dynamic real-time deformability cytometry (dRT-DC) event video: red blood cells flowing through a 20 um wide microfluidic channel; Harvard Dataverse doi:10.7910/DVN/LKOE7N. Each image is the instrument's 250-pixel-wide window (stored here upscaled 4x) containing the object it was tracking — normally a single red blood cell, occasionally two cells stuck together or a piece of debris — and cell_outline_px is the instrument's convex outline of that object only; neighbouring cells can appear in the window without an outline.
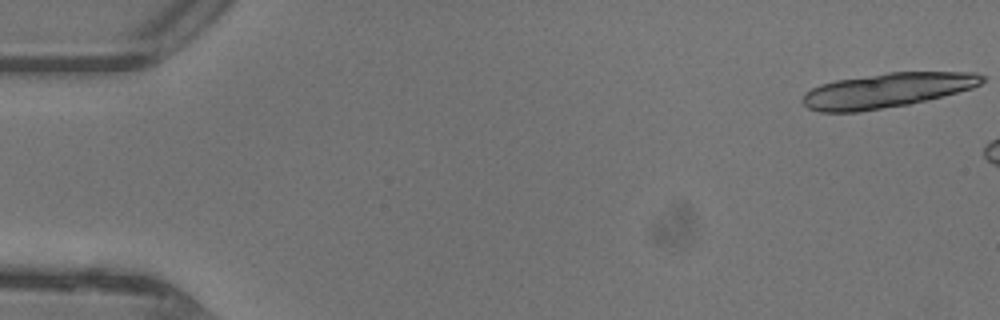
{"species": "common noctule bat (a hibernating species)", "species_latin": "Nyctalus noctula", "temperature_condition": "warm", "stored_images_in_passage": 7, "camera_frame_rate_fps": 3000, "um_per_image_px": 0.085, "animal": {"sex": "female"}, "frame": {"image": 1, "passage_image": 1, "time_ms": 0.0, "image_size_px": [1000, 320], "cell_outline_px": [[984, 80], [980, 84], [972, 88], [908, 104], [860, 112], [820, 112], [808, 108], [800, 100], [804, 92], [820, 84], [836, 80], [888, 72], [976, 72], [984, 76]], "centroid_in_image_um": [75.32, 7.68], "position_along_channel_um": 9.7, "area_um2": 36.07}}